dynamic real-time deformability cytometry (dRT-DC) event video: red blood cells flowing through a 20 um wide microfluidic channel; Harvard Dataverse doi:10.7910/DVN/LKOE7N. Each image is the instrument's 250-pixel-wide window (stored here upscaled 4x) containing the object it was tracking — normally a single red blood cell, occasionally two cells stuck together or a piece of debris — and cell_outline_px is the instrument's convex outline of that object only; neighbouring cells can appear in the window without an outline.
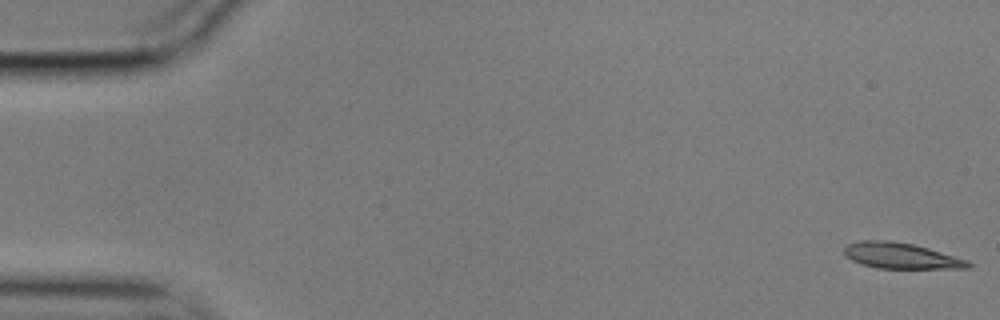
{"species": "common noctule bat (a hibernating species)", "species_latin": "Nyctalus noctula", "temperature_condition": "cold", "stored_images_in_passage": 19, "camera_frame_rate_fps": 3000, "um_per_image_px": 0.085, "animal": {"sex": "male", "body_mass_g": 17.9}, "frame": {"image": 1, "passage_image": 1, "time_ms": 0.0, "image_size_px": [1000, 320], "cell_outline_px": [[972, 264], [968, 268], [876, 268], [852, 260], [844, 252], [844, 248], [848, 244], [860, 240], [892, 240], [912, 244], [928, 248], [968, 260]], "centroid_in_image_um": [76.59, 21.73], "position_along_channel_um": 8.4, "area_um2": 18.44}}
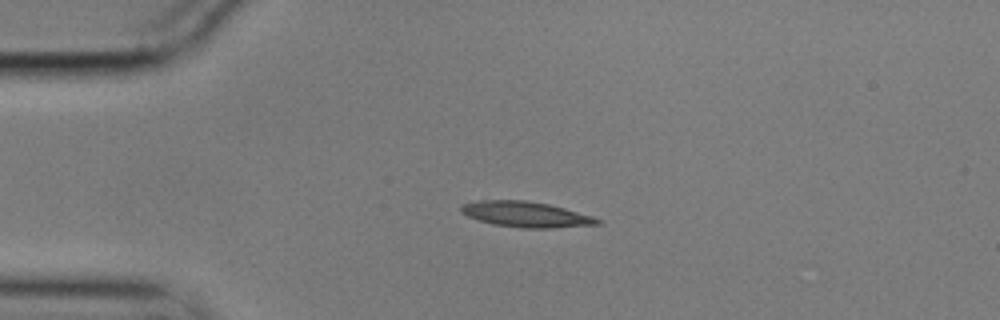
{"frame": {"image": 2, "passage_image": 13, "time_ms": 4.0, "image_size_px": [1000, 320], "cell_outline_px": [[600, 224], [552, 228], [524, 228], [492, 224], [468, 216], [460, 212], [460, 208], [464, 204], [480, 200], [524, 200], [548, 204], [564, 208], [592, 216], [600, 220]], "centroid_in_image_um": [44.69, 18.22], "position_along_channel_um": 40.3, "area_um2": 20.06}}
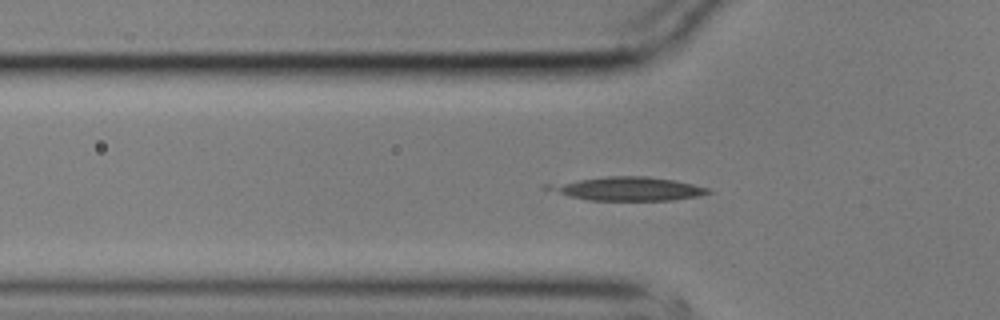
{"frame": {"image": 3, "passage_image": 18, "time_ms": 5.667, "image_size_px": [1000, 320], "cell_outline_px": [[712, 192], [696, 196], [672, 200], [588, 200], [568, 196], [540, 188], [540, 184], [608, 176], [648, 176], [672, 180], [692, 184], [708, 188]], "centroid_in_image_um": [53.21, 16.04], "position_along_channel_um": 72.6, "area_um2": 22.14}}